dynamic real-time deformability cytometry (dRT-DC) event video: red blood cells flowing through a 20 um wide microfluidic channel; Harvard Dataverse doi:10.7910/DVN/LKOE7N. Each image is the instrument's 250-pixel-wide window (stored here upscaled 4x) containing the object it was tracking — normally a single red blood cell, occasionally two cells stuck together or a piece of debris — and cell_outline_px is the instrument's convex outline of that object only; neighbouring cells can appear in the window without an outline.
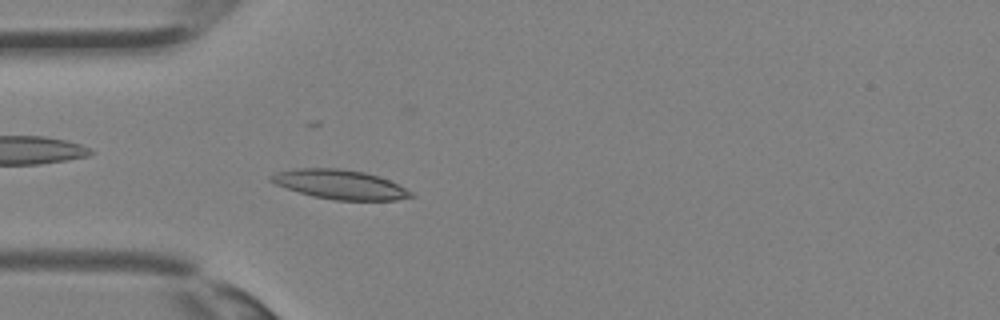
{"species": "Egyptian fruit bat (a non-hibernating species)", "species_latin": "Rousettus aegyptiacus", "temperature_condition": "room temperature", "stored_images_in_passage": 31, "camera_frame_rate_fps": 3000, "um_per_image_px": 0.085, "animal": {"sex": "female"}, "frame": {"image": 1, "passage_image": 6, "time_ms": 1.667, "image_size_px": [1000, 320], "cell_outline_px": [[416, 196], [396, 200], [336, 200], [312, 196], [276, 184], [268, 180], [268, 176], [276, 172], [296, 168], [336, 168], [364, 172], [388, 180], [412, 192]], "centroid_in_image_um": [28.86, 15.68], "position_along_channel_um": 56.1, "area_um2": 23.64}}
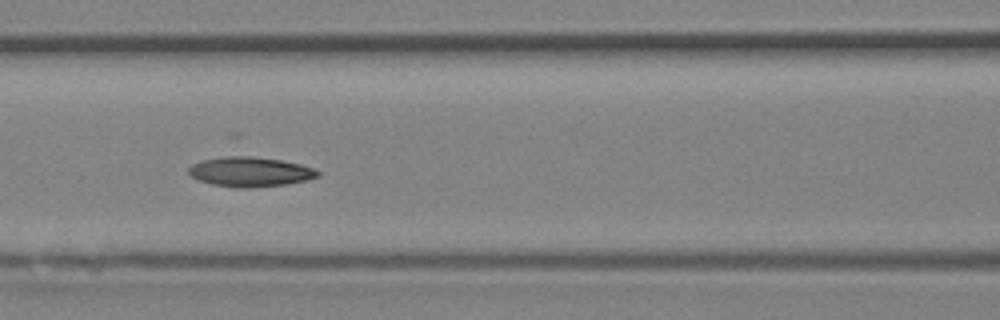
{"frame": {"image": 2, "passage_image": 11, "time_ms": 3.333, "image_size_px": [1000, 320], "cell_outline_px": [[320, 176], [308, 180], [284, 184], [248, 188], [236, 188], [212, 184], [196, 180], [188, 176], [188, 168], [192, 164], [200, 160], [236, 152], [240, 152], [300, 164], [312, 168], [320, 172]], "centroid_in_image_um": [21.17, 14.55], "position_along_channel_um": 145.4, "area_um2": 23.41}}
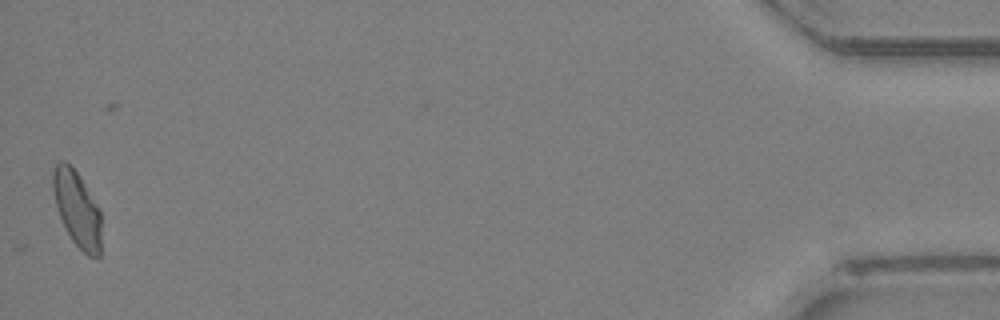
{"frame": {"image": 3, "passage_image": 31, "time_ms": 10.0, "image_size_px": [1000, 320], "cell_outline_px": [[100, 256], [96, 260], [88, 256], [72, 240], [60, 216], [56, 204], [52, 188], [52, 172], [56, 164], [60, 160], [64, 160], [80, 176], [100, 208]], "centroid_in_image_um": [6.56, 17.76], "position_along_channel_um": 428.6, "area_um2": 21.21}}